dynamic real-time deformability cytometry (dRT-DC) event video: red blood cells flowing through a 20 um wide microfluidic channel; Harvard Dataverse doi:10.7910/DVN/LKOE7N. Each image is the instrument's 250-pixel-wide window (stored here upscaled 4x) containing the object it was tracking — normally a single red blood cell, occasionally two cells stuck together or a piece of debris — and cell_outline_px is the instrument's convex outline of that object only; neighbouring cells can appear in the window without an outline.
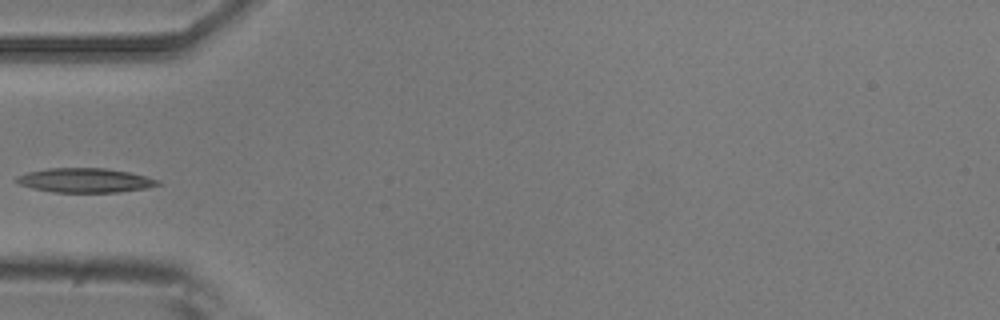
{"species": "common noctule bat (a hibernating species)", "species_latin": "Nyctalus noctula", "temperature_condition": "room temperature", "stored_images_in_passage": 5, "camera_frame_rate_fps": 3000, "um_per_image_px": 0.085, "animal": {"sex": "male", "body_mass_g": 20.5, "forearm_length_mm": 52.5}, "frame": {"image": 1, "passage_image": 5, "time_ms": 4.667, "image_size_px": [1000, 320], "cell_outline_px": [[164, 184], [144, 188], [116, 192], [52, 192], [32, 188], [20, 184], [16, 180], [16, 176], [28, 172], [48, 168], [104, 168], [128, 172], [160, 180]], "centroid_in_image_um": [7.23, 15.33], "position_along_channel_um": 77.8, "area_um2": 19.88}}